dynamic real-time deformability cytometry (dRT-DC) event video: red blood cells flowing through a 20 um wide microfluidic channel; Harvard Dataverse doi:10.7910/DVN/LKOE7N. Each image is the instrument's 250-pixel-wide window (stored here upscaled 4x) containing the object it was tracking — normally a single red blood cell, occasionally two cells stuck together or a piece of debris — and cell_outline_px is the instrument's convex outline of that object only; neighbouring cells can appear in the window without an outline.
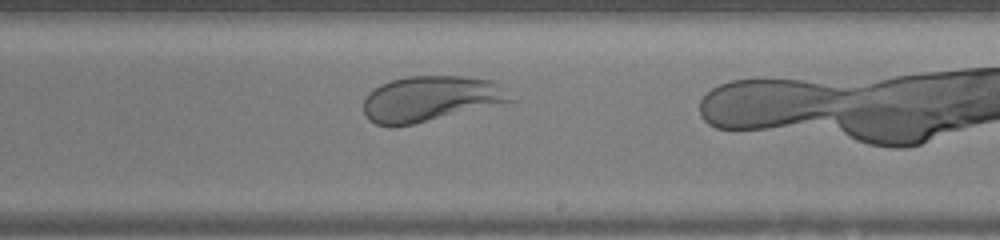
{"species": "human", "species_latin": "Homo sapiens", "temperature_condition": "warm", "stored_images_in_passage": 25, "camera_frame_rate_fps": 3000, "um_per_image_px": 0.085, "donor": {"sex": "female"}, "frame": {"image": 1, "passage_image": 15, "time_ms": 4.667, "image_size_px": [1000, 240], "cell_outline_px": [[516, 100], [396, 128], [388, 128], [376, 124], [368, 120], [364, 112], [364, 96], [368, 92], [380, 84], [392, 80], [408, 76], [464, 76], [492, 80]], "centroid_in_image_um": [36.5, 8.41], "position_along_channel_um": 252.5, "area_um2": 38.96}}